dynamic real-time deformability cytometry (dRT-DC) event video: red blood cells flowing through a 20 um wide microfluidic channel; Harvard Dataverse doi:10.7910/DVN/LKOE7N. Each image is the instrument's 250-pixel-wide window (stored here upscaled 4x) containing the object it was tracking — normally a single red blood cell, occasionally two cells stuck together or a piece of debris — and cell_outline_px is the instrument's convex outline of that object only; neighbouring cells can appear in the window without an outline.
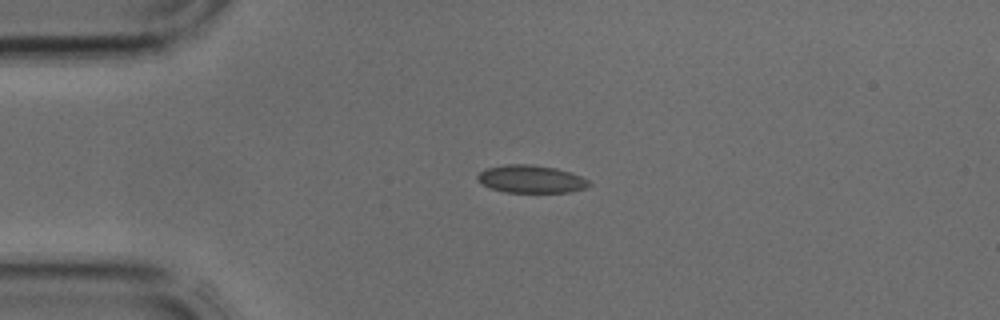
{"species": "common noctule bat (a hibernating species)", "species_latin": "Nyctalus noctula", "temperature_condition": "cold", "stored_images_in_passage": 2, "camera_frame_rate_fps": 3000, "um_per_image_px": 0.085, "animal": {"sex": "male", "body_mass_g": 17.9, "forearm_length_mm": 54.2}, "frame": {"image": 1, "passage_image": 1, "time_ms": 0.0, "image_size_px": [1000, 320], "cell_outline_px": [[592, 184], [584, 188], [568, 192], [504, 192], [492, 188], [484, 184], [476, 176], [484, 168], [504, 164], [532, 164], [556, 168], [580, 176], [588, 180]], "centroid_in_image_um": [45.13, 15.21], "position_along_channel_um": 39.9, "area_um2": 17.86}}
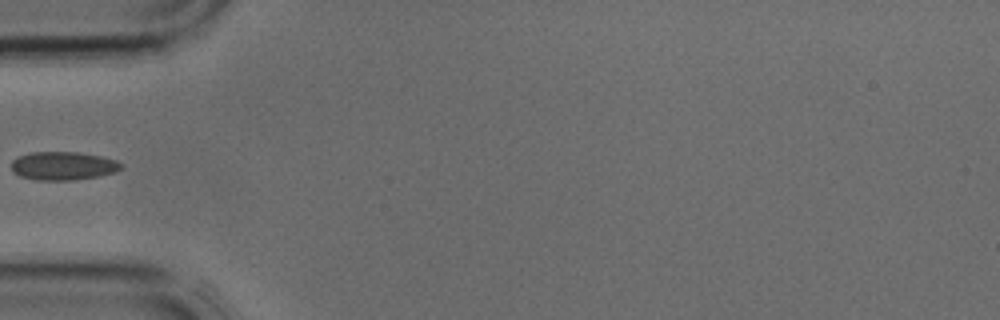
{"frame": {"image": 2, "passage_image": 2, "time_ms": 0.333, "image_size_px": [1000, 320], "cell_outline_px": [[124, 168], [116, 172], [100, 176], [72, 180], [36, 180], [20, 176], [12, 172], [12, 160], [16, 156], [32, 152], [80, 152], [100, 156], [116, 160], [124, 164]], "centroid_in_image_um": [5.39, 14.09], "position_along_channel_um": 79.6, "area_um2": 18.44}}